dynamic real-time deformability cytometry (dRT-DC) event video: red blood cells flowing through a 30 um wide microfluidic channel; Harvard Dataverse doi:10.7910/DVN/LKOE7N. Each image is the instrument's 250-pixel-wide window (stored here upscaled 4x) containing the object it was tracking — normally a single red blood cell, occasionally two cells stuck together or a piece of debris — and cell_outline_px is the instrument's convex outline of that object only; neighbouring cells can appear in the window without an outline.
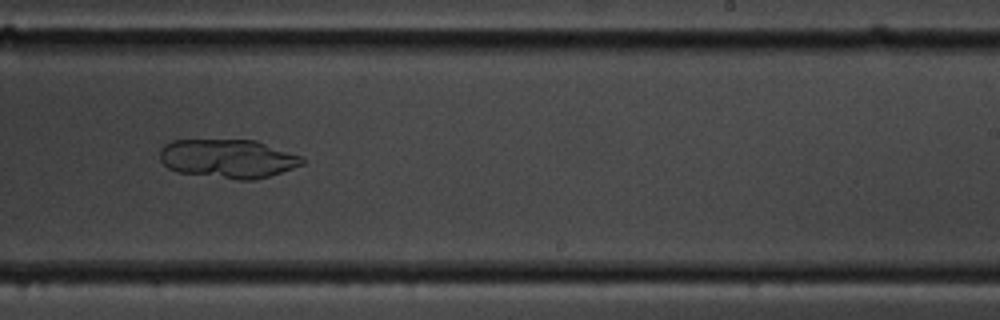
{"species": "common noctule bat (a hibernating species)", "species_latin": "Nyctalus noctula", "temperature_condition": "cold", "stored_images_in_passage": 59, "camera_frame_rate_fps": 3000, "um_per_image_px": 0.085, "animal": {"sex": "male", "body_mass_g": 19.5, "forearm_length_mm": 54.6}, "frame": {"image": 1, "passage_image": 37, "time_ms": 12.0, "image_size_px": [1000, 320], "cell_outline_px": [[304, 164], [268, 176], [252, 180], [236, 180], [176, 172], [168, 168], [160, 160], [160, 148], [164, 144], [172, 140], [256, 140], [300, 156], [304, 160]], "centroid_in_image_um": [19.33, 13.49], "position_along_channel_um": 269.7, "area_um2": 32.19}}